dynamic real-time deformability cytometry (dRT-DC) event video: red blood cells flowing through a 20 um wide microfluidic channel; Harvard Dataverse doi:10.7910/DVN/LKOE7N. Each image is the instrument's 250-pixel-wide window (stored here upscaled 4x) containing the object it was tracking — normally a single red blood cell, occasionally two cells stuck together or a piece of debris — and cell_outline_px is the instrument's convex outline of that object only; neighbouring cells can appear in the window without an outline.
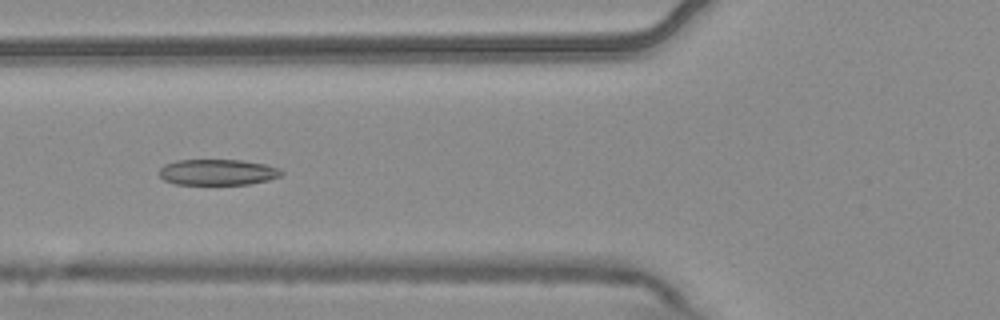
{"species": "common noctule bat (a hibernating species)", "species_latin": "Nyctalus noctula", "temperature_condition": "warm", "stored_images_in_passage": 9, "camera_frame_rate_fps": 3000, "um_per_image_px": 0.085, "animal": {"sex": "male", "body_mass_g": 20.4}, "frame": {"image": 1, "passage_image": 6, "time_ms": 1.667, "image_size_px": [1000, 320], "cell_outline_px": [[284, 172], [280, 176], [268, 180], [248, 184], [176, 184], [164, 180], [160, 176], [160, 168], [164, 164], [176, 160], [240, 160], [264, 164], [280, 168]], "centroid_in_image_um": [18.5, 14.63], "position_along_channel_um": 107.3, "area_um2": 18.38}}
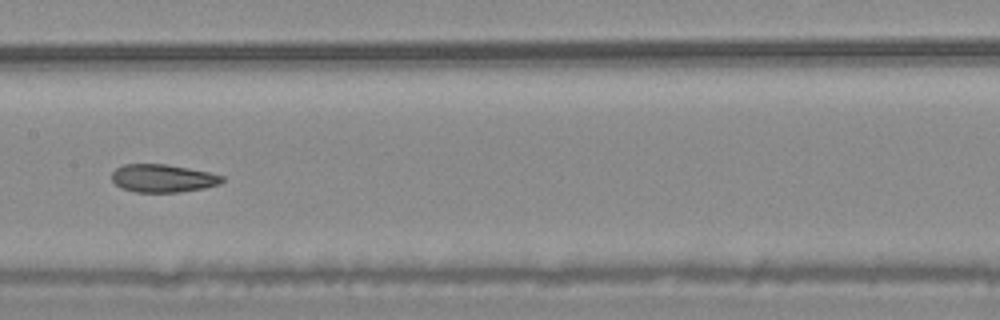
{"frame": {"image": 2, "passage_image": 8, "time_ms": 2.333, "image_size_px": [1000, 320], "cell_outline_px": [[224, 180], [220, 184], [204, 188], [180, 192], [136, 192], [124, 188], [116, 184], [112, 180], [112, 172], [116, 168], [124, 164], [168, 164], [212, 172], [224, 176]], "centroid_in_image_um": [13.89, 15.14], "position_along_channel_um": 193.5, "area_um2": 18.09}}
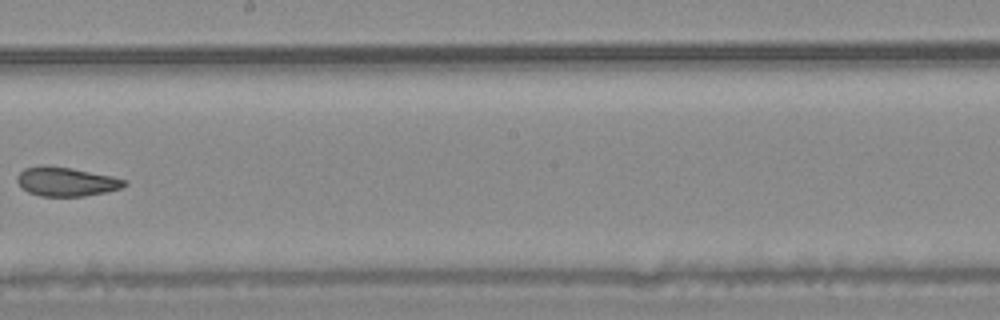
{"frame": {"image": 3, "passage_image": 9, "time_ms": 2.667, "image_size_px": [1000, 320], "cell_outline_px": [[128, 184], [120, 188], [104, 192], [84, 196], [40, 196], [28, 192], [16, 180], [16, 176], [24, 168], [44, 164], [72, 168], [112, 176], [128, 180]], "centroid_in_image_um": [5.62, 15.42], "position_along_channel_um": 242.6, "area_um2": 18.21}}